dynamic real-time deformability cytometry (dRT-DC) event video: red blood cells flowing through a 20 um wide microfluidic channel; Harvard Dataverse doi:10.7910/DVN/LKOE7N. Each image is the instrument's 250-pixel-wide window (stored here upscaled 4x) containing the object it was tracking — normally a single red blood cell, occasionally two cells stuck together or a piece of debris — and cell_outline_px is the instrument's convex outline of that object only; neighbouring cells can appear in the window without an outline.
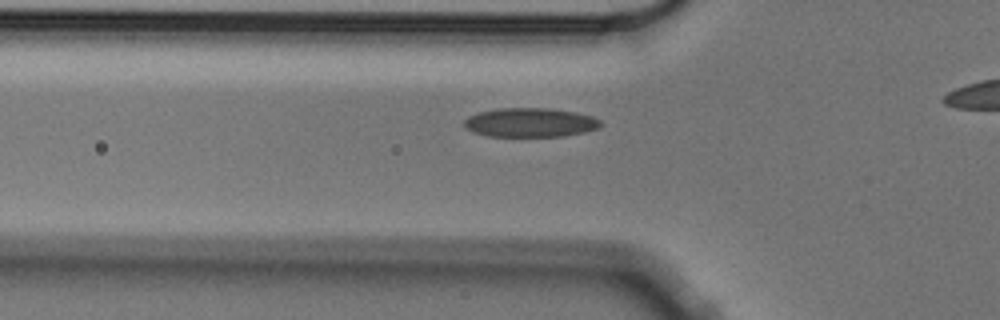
{"species": "Egyptian fruit bat (a non-hibernating species)", "species_latin": "Rousettus aegyptiacus", "temperature_condition": "cold", "stored_images_in_passage": 4, "segment_of_instrument_passage": [1, 2], "camera_frame_rate_fps": 3000, "um_per_image_px": 0.085, "animal": {"sex": "male"}, "frame": {"image": 1, "passage_image": 3, "time_ms": 0.667, "image_size_px": [1000, 320], "cell_outline_px": [[604, 124], [600, 128], [584, 132], [560, 136], [488, 136], [472, 132], [464, 128], [464, 120], [468, 116], [480, 112], [496, 108], [548, 108], [576, 112], [592, 116], [600, 120]], "centroid_in_image_um": [45.07, 10.41], "position_along_channel_um": 80.7, "area_um2": 23.29}}